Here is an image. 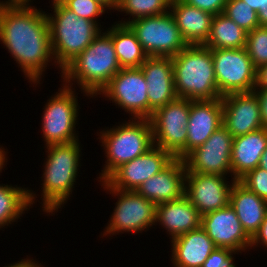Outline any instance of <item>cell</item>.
Returning <instances> with one entry per match:
<instances>
[{
	"mask_svg": "<svg viewBox=\"0 0 267 267\" xmlns=\"http://www.w3.org/2000/svg\"><path fill=\"white\" fill-rule=\"evenodd\" d=\"M31 5L0 0V44L36 88L41 84L47 65L56 66V62L46 12Z\"/></svg>",
	"mask_w": 267,
	"mask_h": 267,
	"instance_id": "obj_1",
	"label": "cell"
},
{
	"mask_svg": "<svg viewBox=\"0 0 267 267\" xmlns=\"http://www.w3.org/2000/svg\"><path fill=\"white\" fill-rule=\"evenodd\" d=\"M121 69L111 36L106 31H101L92 43L62 70L61 82L70 88H77V84L83 96L94 98L98 97L100 91Z\"/></svg>",
	"mask_w": 267,
	"mask_h": 267,
	"instance_id": "obj_2",
	"label": "cell"
},
{
	"mask_svg": "<svg viewBox=\"0 0 267 267\" xmlns=\"http://www.w3.org/2000/svg\"><path fill=\"white\" fill-rule=\"evenodd\" d=\"M80 140L45 146L47 153L41 177L42 210L53 216L70 200L81 166ZM81 156V157H80Z\"/></svg>",
	"mask_w": 267,
	"mask_h": 267,
	"instance_id": "obj_3",
	"label": "cell"
},
{
	"mask_svg": "<svg viewBox=\"0 0 267 267\" xmlns=\"http://www.w3.org/2000/svg\"><path fill=\"white\" fill-rule=\"evenodd\" d=\"M178 98L212 100L222 98L216 84L212 51L204 45H187L172 57Z\"/></svg>",
	"mask_w": 267,
	"mask_h": 267,
	"instance_id": "obj_4",
	"label": "cell"
},
{
	"mask_svg": "<svg viewBox=\"0 0 267 267\" xmlns=\"http://www.w3.org/2000/svg\"><path fill=\"white\" fill-rule=\"evenodd\" d=\"M53 14L46 13L51 49L56 67L62 70L103 30L97 23L79 18L62 3L52 4Z\"/></svg>",
	"mask_w": 267,
	"mask_h": 267,
	"instance_id": "obj_5",
	"label": "cell"
},
{
	"mask_svg": "<svg viewBox=\"0 0 267 267\" xmlns=\"http://www.w3.org/2000/svg\"><path fill=\"white\" fill-rule=\"evenodd\" d=\"M123 122L97 132L106 157L104 168L97 177L99 182H104L121 165L141 156L154 146L149 119L130 118Z\"/></svg>",
	"mask_w": 267,
	"mask_h": 267,
	"instance_id": "obj_6",
	"label": "cell"
},
{
	"mask_svg": "<svg viewBox=\"0 0 267 267\" xmlns=\"http://www.w3.org/2000/svg\"><path fill=\"white\" fill-rule=\"evenodd\" d=\"M74 88L65 86L58 89L45 103L42 114V132L45 146L66 144L79 140L76 124L79 119L78 94Z\"/></svg>",
	"mask_w": 267,
	"mask_h": 267,
	"instance_id": "obj_7",
	"label": "cell"
},
{
	"mask_svg": "<svg viewBox=\"0 0 267 267\" xmlns=\"http://www.w3.org/2000/svg\"><path fill=\"white\" fill-rule=\"evenodd\" d=\"M101 186L106 193L118 198L115 208L104 228L103 237H113L123 233H142L155 226L156 205L136 191H124L110 188L105 182ZM113 235V236H112Z\"/></svg>",
	"mask_w": 267,
	"mask_h": 267,
	"instance_id": "obj_8",
	"label": "cell"
},
{
	"mask_svg": "<svg viewBox=\"0 0 267 267\" xmlns=\"http://www.w3.org/2000/svg\"><path fill=\"white\" fill-rule=\"evenodd\" d=\"M190 100L176 98L156 109L149 118L154 145L169 152L174 158L186 156L187 123Z\"/></svg>",
	"mask_w": 267,
	"mask_h": 267,
	"instance_id": "obj_9",
	"label": "cell"
},
{
	"mask_svg": "<svg viewBox=\"0 0 267 267\" xmlns=\"http://www.w3.org/2000/svg\"><path fill=\"white\" fill-rule=\"evenodd\" d=\"M127 25L149 57H173L188 45L171 12L139 18Z\"/></svg>",
	"mask_w": 267,
	"mask_h": 267,
	"instance_id": "obj_10",
	"label": "cell"
},
{
	"mask_svg": "<svg viewBox=\"0 0 267 267\" xmlns=\"http://www.w3.org/2000/svg\"><path fill=\"white\" fill-rule=\"evenodd\" d=\"M211 51L216 84L221 96L254 90L256 68L245 47Z\"/></svg>",
	"mask_w": 267,
	"mask_h": 267,
	"instance_id": "obj_11",
	"label": "cell"
},
{
	"mask_svg": "<svg viewBox=\"0 0 267 267\" xmlns=\"http://www.w3.org/2000/svg\"><path fill=\"white\" fill-rule=\"evenodd\" d=\"M147 88L141 68H122L98 95L131 114V118L149 119Z\"/></svg>",
	"mask_w": 267,
	"mask_h": 267,
	"instance_id": "obj_12",
	"label": "cell"
},
{
	"mask_svg": "<svg viewBox=\"0 0 267 267\" xmlns=\"http://www.w3.org/2000/svg\"><path fill=\"white\" fill-rule=\"evenodd\" d=\"M234 138L222 125L201 146L184 158L186 172L231 177V150Z\"/></svg>",
	"mask_w": 267,
	"mask_h": 267,
	"instance_id": "obj_13",
	"label": "cell"
},
{
	"mask_svg": "<svg viewBox=\"0 0 267 267\" xmlns=\"http://www.w3.org/2000/svg\"><path fill=\"white\" fill-rule=\"evenodd\" d=\"M229 176L186 172L184 195L201 216L230 205L232 185L236 181Z\"/></svg>",
	"mask_w": 267,
	"mask_h": 267,
	"instance_id": "obj_14",
	"label": "cell"
},
{
	"mask_svg": "<svg viewBox=\"0 0 267 267\" xmlns=\"http://www.w3.org/2000/svg\"><path fill=\"white\" fill-rule=\"evenodd\" d=\"M174 157L153 146L141 156L121 165L104 182L113 189L136 191L138 187L163 170Z\"/></svg>",
	"mask_w": 267,
	"mask_h": 267,
	"instance_id": "obj_15",
	"label": "cell"
},
{
	"mask_svg": "<svg viewBox=\"0 0 267 267\" xmlns=\"http://www.w3.org/2000/svg\"><path fill=\"white\" fill-rule=\"evenodd\" d=\"M223 126L233 138L262 129L260 105L252 92L222 96Z\"/></svg>",
	"mask_w": 267,
	"mask_h": 267,
	"instance_id": "obj_16",
	"label": "cell"
},
{
	"mask_svg": "<svg viewBox=\"0 0 267 267\" xmlns=\"http://www.w3.org/2000/svg\"><path fill=\"white\" fill-rule=\"evenodd\" d=\"M201 227L216 247L239 253L250 249L251 238L242 228L235 210L230 205L201 216Z\"/></svg>",
	"mask_w": 267,
	"mask_h": 267,
	"instance_id": "obj_17",
	"label": "cell"
},
{
	"mask_svg": "<svg viewBox=\"0 0 267 267\" xmlns=\"http://www.w3.org/2000/svg\"><path fill=\"white\" fill-rule=\"evenodd\" d=\"M140 68L148 87L150 118L156 109L178 98L175 91L172 57H148Z\"/></svg>",
	"mask_w": 267,
	"mask_h": 267,
	"instance_id": "obj_18",
	"label": "cell"
},
{
	"mask_svg": "<svg viewBox=\"0 0 267 267\" xmlns=\"http://www.w3.org/2000/svg\"><path fill=\"white\" fill-rule=\"evenodd\" d=\"M223 125L222 99L190 100L186 155L201 146Z\"/></svg>",
	"mask_w": 267,
	"mask_h": 267,
	"instance_id": "obj_19",
	"label": "cell"
},
{
	"mask_svg": "<svg viewBox=\"0 0 267 267\" xmlns=\"http://www.w3.org/2000/svg\"><path fill=\"white\" fill-rule=\"evenodd\" d=\"M185 175L183 159L174 158L163 170L142 183L136 192L156 206L177 200L185 192Z\"/></svg>",
	"mask_w": 267,
	"mask_h": 267,
	"instance_id": "obj_20",
	"label": "cell"
},
{
	"mask_svg": "<svg viewBox=\"0 0 267 267\" xmlns=\"http://www.w3.org/2000/svg\"><path fill=\"white\" fill-rule=\"evenodd\" d=\"M155 224L163 227L170 240L201 227V214L183 195L156 206Z\"/></svg>",
	"mask_w": 267,
	"mask_h": 267,
	"instance_id": "obj_21",
	"label": "cell"
},
{
	"mask_svg": "<svg viewBox=\"0 0 267 267\" xmlns=\"http://www.w3.org/2000/svg\"><path fill=\"white\" fill-rule=\"evenodd\" d=\"M171 242V263L174 267H202L216 248L202 227L184 233Z\"/></svg>",
	"mask_w": 267,
	"mask_h": 267,
	"instance_id": "obj_22",
	"label": "cell"
},
{
	"mask_svg": "<svg viewBox=\"0 0 267 267\" xmlns=\"http://www.w3.org/2000/svg\"><path fill=\"white\" fill-rule=\"evenodd\" d=\"M266 148V128L235 137L231 150V178L238 181L248 171L257 168Z\"/></svg>",
	"mask_w": 267,
	"mask_h": 267,
	"instance_id": "obj_23",
	"label": "cell"
},
{
	"mask_svg": "<svg viewBox=\"0 0 267 267\" xmlns=\"http://www.w3.org/2000/svg\"><path fill=\"white\" fill-rule=\"evenodd\" d=\"M170 12L188 45H204L208 39L213 16L182 0H171Z\"/></svg>",
	"mask_w": 267,
	"mask_h": 267,
	"instance_id": "obj_24",
	"label": "cell"
},
{
	"mask_svg": "<svg viewBox=\"0 0 267 267\" xmlns=\"http://www.w3.org/2000/svg\"><path fill=\"white\" fill-rule=\"evenodd\" d=\"M230 206L235 210L246 234L252 238L264 221L267 202L235 181L230 193Z\"/></svg>",
	"mask_w": 267,
	"mask_h": 267,
	"instance_id": "obj_25",
	"label": "cell"
},
{
	"mask_svg": "<svg viewBox=\"0 0 267 267\" xmlns=\"http://www.w3.org/2000/svg\"><path fill=\"white\" fill-rule=\"evenodd\" d=\"M112 38L121 68H140L149 57L127 24L114 22L105 30Z\"/></svg>",
	"mask_w": 267,
	"mask_h": 267,
	"instance_id": "obj_26",
	"label": "cell"
},
{
	"mask_svg": "<svg viewBox=\"0 0 267 267\" xmlns=\"http://www.w3.org/2000/svg\"><path fill=\"white\" fill-rule=\"evenodd\" d=\"M36 198L35 191L31 189L0 184V230L18 222L25 211H29L36 203Z\"/></svg>",
	"mask_w": 267,
	"mask_h": 267,
	"instance_id": "obj_27",
	"label": "cell"
},
{
	"mask_svg": "<svg viewBox=\"0 0 267 267\" xmlns=\"http://www.w3.org/2000/svg\"><path fill=\"white\" fill-rule=\"evenodd\" d=\"M247 32L223 13L213 16L205 47L210 49H241L246 46Z\"/></svg>",
	"mask_w": 267,
	"mask_h": 267,
	"instance_id": "obj_28",
	"label": "cell"
},
{
	"mask_svg": "<svg viewBox=\"0 0 267 267\" xmlns=\"http://www.w3.org/2000/svg\"><path fill=\"white\" fill-rule=\"evenodd\" d=\"M171 0H118L115 11L124 12L129 16L127 20L117 23L127 24L139 18L158 16L170 12ZM132 18V19H130Z\"/></svg>",
	"mask_w": 267,
	"mask_h": 267,
	"instance_id": "obj_29",
	"label": "cell"
},
{
	"mask_svg": "<svg viewBox=\"0 0 267 267\" xmlns=\"http://www.w3.org/2000/svg\"><path fill=\"white\" fill-rule=\"evenodd\" d=\"M223 14L247 33L259 26L258 13L242 0H227Z\"/></svg>",
	"mask_w": 267,
	"mask_h": 267,
	"instance_id": "obj_30",
	"label": "cell"
},
{
	"mask_svg": "<svg viewBox=\"0 0 267 267\" xmlns=\"http://www.w3.org/2000/svg\"><path fill=\"white\" fill-rule=\"evenodd\" d=\"M245 48L255 68L267 64V26L249 31Z\"/></svg>",
	"mask_w": 267,
	"mask_h": 267,
	"instance_id": "obj_31",
	"label": "cell"
},
{
	"mask_svg": "<svg viewBox=\"0 0 267 267\" xmlns=\"http://www.w3.org/2000/svg\"><path fill=\"white\" fill-rule=\"evenodd\" d=\"M66 8L73 11L79 18L88 19L102 26L98 17L108 13V10L96 0H63L61 2Z\"/></svg>",
	"mask_w": 267,
	"mask_h": 267,
	"instance_id": "obj_32",
	"label": "cell"
},
{
	"mask_svg": "<svg viewBox=\"0 0 267 267\" xmlns=\"http://www.w3.org/2000/svg\"><path fill=\"white\" fill-rule=\"evenodd\" d=\"M247 189L267 202V171L259 166L238 180Z\"/></svg>",
	"mask_w": 267,
	"mask_h": 267,
	"instance_id": "obj_33",
	"label": "cell"
},
{
	"mask_svg": "<svg viewBox=\"0 0 267 267\" xmlns=\"http://www.w3.org/2000/svg\"><path fill=\"white\" fill-rule=\"evenodd\" d=\"M233 254L239 253L228 248L216 247L205 260L202 267H236Z\"/></svg>",
	"mask_w": 267,
	"mask_h": 267,
	"instance_id": "obj_34",
	"label": "cell"
},
{
	"mask_svg": "<svg viewBox=\"0 0 267 267\" xmlns=\"http://www.w3.org/2000/svg\"><path fill=\"white\" fill-rule=\"evenodd\" d=\"M186 4L209 12L212 15L223 13L227 0H182Z\"/></svg>",
	"mask_w": 267,
	"mask_h": 267,
	"instance_id": "obj_35",
	"label": "cell"
},
{
	"mask_svg": "<svg viewBox=\"0 0 267 267\" xmlns=\"http://www.w3.org/2000/svg\"><path fill=\"white\" fill-rule=\"evenodd\" d=\"M265 247L264 250H267V213L265 215L264 221L261 223L258 231L251 238L250 249H255L256 247Z\"/></svg>",
	"mask_w": 267,
	"mask_h": 267,
	"instance_id": "obj_36",
	"label": "cell"
},
{
	"mask_svg": "<svg viewBox=\"0 0 267 267\" xmlns=\"http://www.w3.org/2000/svg\"><path fill=\"white\" fill-rule=\"evenodd\" d=\"M253 92L259 101L263 128L267 129V89H254Z\"/></svg>",
	"mask_w": 267,
	"mask_h": 267,
	"instance_id": "obj_37",
	"label": "cell"
},
{
	"mask_svg": "<svg viewBox=\"0 0 267 267\" xmlns=\"http://www.w3.org/2000/svg\"><path fill=\"white\" fill-rule=\"evenodd\" d=\"M254 89H267V64L256 68V82Z\"/></svg>",
	"mask_w": 267,
	"mask_h": 267,
	"instance_id": "obj_38",
	"label": "cell"
},
{
	"mask_svg": "<svg viewBox=\"0 0 267 267\" xmlns=\"http://www.w3.org/2000/svg\"><path fill=\"white\" fill-rule=\"evenodd\" d=\"M4 267H44L41 263H38L33 258H29L27 255V258L21 259L20 261L13 262V264H9L8 266Z\"/></svg>",
	"mask_w": 267,
	"mask_h": 267,
	"instance_id": "obj_39",
	"label": "cell"
},
{
	"mask_svg": "<svg viewBox=\"0 0 267 267\" xmlns=\"http://www.w3.org/2000/svg\"><path fill=\"white\" fill-rule=\"evenodd\" d=\"M242 1L247 3L252 8V10H254L257 13L260 10H263L266 3V0H242Z\"/></svg>",
	"mask_w": 267,
	"mask_h": 267,
	"instance_id": "obj_40",
	"label": "cell"
},
{
	"mask_svg": "<svg viewBox=\"0 0 267 267\" xmlns=\"http://www.w3.org/2000/svg\"><path fill=\"white\" fill-rule=\"evenodd\" d=\"M259 26H267V0L263 10L258 12Z\"/></svg>",
	"mask_w": 267,
	"mask_h": 267,
	"instance_id": "obj_41",
	"label": "cell"
},
{
	"mask_svg": "<svg viewBox=\"0 0 267 267\" xmlns=\"http://www.w3.org/2000/svg\"><path fill=\"white\" fill-rule=\"evenodd\" d=\"M6 149L3 148V146L0 145V173L2 172V170L5 168V165L7 166V151H5Z\"/></svg>",
	"mask_w": 267,
	"mask_h": 267,
	"instance_id": "obj_42",
	"label": "cell"
},
{
	"mask_svg": "<svg viewBox=\"0 0 267 267\" xmlns=\"http://www.w3.org/2000/svg\"><path fill=\"white\" fill-rule=\"evenodd\" d=\"M100 2L108 11L116 10L118 0H96Z\"/></svg>",
	"mask_w": 267,
	"mask_h": 267,
	"instance_id": "obj_43",
	"label": "cell"
},
{
	"mask_svg": "<svg viewBox=\"0 0 267 267\" xmlns=\"http://www.w3.org/2000/svg\"><path fill=\"white\" fill-rule=\"evenodd\" d=\"M259 167L267 171V148L261 156Z\"/></svg>",
	"mask_w": 267,
	"mask_h": 267,
	"instance_id": "obj_44",
	"label": "cell"
},
{
	"mask_svg": "<svg viewBox=\"0 0 267 267\" xmlns=\"http://www.w3.org/2000/svg\"><path fill=\"white\" fill-rule=\"evenodd\" d=\"M6 3H22V4H32L33 0H4Z\"/></svg>",
	"mask_w": 267,
	"mask_h": 267,
	"instance_id": "obj_45",
	"label": "cell"
},
{
	"mask_svg": "<svg viewBox=\"0 0 267 267\" xmlns=\"http://www.w3.org/2000/svg\"><path fill=\"white\" fill-rule=\"evenodd\" d=\"M63 0H52L51 2V4H56V3H61Z\"/></svg>",
	"mask_w": 267,
	"mask_h": 267,
	"instance_id": "obj_46",
	"label": "cell"
}]
</instances>
